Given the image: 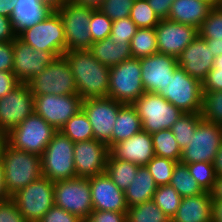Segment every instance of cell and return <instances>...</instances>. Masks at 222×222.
Wrapping results in <instances>:
<instances>
[{"instance_id":"50","label":"cell","mask_w":222,"mask_h":222,"mask_svg":"<svg viewBox=\"0 0 222 222\" xmlns=\"http://www.w3.org/2000/svg\"><path fill=\"white\" fill-rule=\"evenodd\" d=\"M13 40L0 42V71H13Z\"/></svg>"},{"instance_id":"53","label":"cell","mask_w":222,"mask_h":222,"mask_svg":"<svg viewBox=\"0 0 222 222\" xmlns=\"http://www.w3.org/2000/svg\"><path fill=\"white\" fill-rule=\"evenodd\" d=\"M16 37L10 18L0 15V42L14 40Z\"/></svg>"},{"instance_id":"20","label":"cell","mask_w":222,"mask_h":222,"mask_svg":"<svg viewBox=\"0 0 222 222\" xmlns=\"http://www.w3.org/2000/svg\"><path fill=\"white\" fill-rule=\"evenodd\" d=\"M140 63L145 92L156 94L164 89L170 75H174V70L178 66L176 57L159 52L140 58Z\"/></svg>"},{"instance_id":"6","label":"cell","mask_w":222,"mask_h":222,"mask_svg":"<svg viewBox=\"0 0 222 222\" xmlns=\"http://www.w3.org/2000/svg\"><path fill=\"white\" fill-rule=\"evenodd\" d=\"M57 130L33 112L7 134L13 148L41 156Z\"/></svg>"},{"instance_id":"41","label":"cell","mask_w":222,"mask_h":222,"mask_svg":"<svg viewBox=\"0 0 222 222\" xmlns=\"http://www.w3.org/2000/svg\"><path fill=\"white\" fill-rule=\"evenodd\" d=\"M187 168L192 177L197 181L204 192H210L216 180V173L213 163L196 162L187 163Z\"/></svg>"},{"instance_id":"8","label":"cell","mask_w":222,"mask_h":222,"mask_svg":"<svg viewBox=\"0 0 222 222\" xmlns=\"http://www.w3.org/2000/svg\"><path fill=\"white\" fill-rule=\"evenodd\" d=\"M140 117L142 130L154 132L171 129L183 112L156 93L145 92L132 104Z\"/></svg>"},{"instance_id":"32","label":"cell","mask_w":222,"mask_h":222,"mask_svg":"<svg viewBox=\"0 0 222 222\" xmlns=\"http://www.w3.org/2000/svg\"><path fill=\"white\" fill-rule=\"evenodd\" d=\"M169 184L172 185L182 198L204 192L188 171L187 165L181 162L176 163Z\"/></svg>"},{"instance_id":"34","label":"cell","mask_w":222,"mask_h":222,"mask_svg":"<svg viewBox=\"0 0 222 222\" xmlns=\"http://www.w3.org/2000/svg\"><path fill=\"white\" fill-rule=\"evenodd\" d=\"M130 47L131 56L138 59L158 53L155 29L138 28L130 41Z\"/></svg>"},{"instance_id":"19","label":"cell","mask_w":222,"mask_h":222,"mask_svg":"<svg viewBox=\"0 0 222 222\" xmlns=\"http://www.w3.org/2000/svg\"><path fill=\"white\" fill-rule=\"evenodd\" d=\"M109 147L96 139L74 143L76 177L89 178L105 173Z\"/></svg>"},{"instance_id":"54","label":"cell","mask_w":222,"mask_h":222,"mask_svg":"<svg viewBox=\"0 0 222 222\" xmlns=\"http://www.w3.org/2000/svg\"><path fill=\"white\" fill-rule=\"evenodd\" d=\"M212 201H222V176H217L210 191Z\"/></svg>"},{"instance_id":"13","label":"cell","mask_w":222,"mask_h":222,"mask_svg":"<svg viewBox=\"0 0 222 222\" xmlns=\"http://www.w3.org/2000/svg\"><path fill=\"white\" fill-rule=\"evenodd\" d=\"M222 144V126L202 119L187 146L182 150L180 162L213 163Z\"/></svg>"},{"instance_id":"30","label":"cell","mask_w":222,"mask_h":222,"mask_svg":"<svg viewBox=\"0 0 222 222\" xmlns=\"http://www.w3.org/2000/svg\"><path fill=\"white\" fill-rule=\"evenodd\" d=\"M140 166L108 155L105 173L123 191L132 183Z\"/></svg>"},{"instance_id":"66","label":"cell","mask_w":222,"mask_h":222,"mask_svg":"<svg viewBox=\"0 0 222 222\" xmlns=\"http://www.w3.org/2000/svg\"><path fill=\"white\" fill-rule=\"evenodd\" d=\"M62 1L65 3V2H69V1H71V0H62Z\"/></svg>"},{"instance_id":"62","label":"cell","mask_w":222,"mask_h":222,"mask_svg":"<svg viewBox=\"0 0 222 222\" xmlns=\"http://www.w3.org/2000/svg\"><path fill=\"white\" fill-rule=\"evenodd\" d=\"M6 144H7V134L0 131V160L2 159L3 150Z\"/></svg>"},{"instance_id":"42","label":"cell","mask_w":222,"mask_h":222,"mask_svg":"<svg viewBox=\"0 0 222 222\" xmlns=\"http://www.w3.org/2000/svg\"><path fill=\"white\" fill-rule=\"evenodd\" d=\"M199 36L205 40H222V11L212 8L198 29Z\"/></svg>"},{"instance_id":"24","label":"cell","mask_w":222,"mask_h":222,"mask_svg":"<svg viewBox=\"0 0 222 222\" xmlns=\"http://www.w3.org/2000/svg\"><path fill=\"white\" fill-rule=\"evenodd\" d=\"M54 10L40 0H17L10 17L16 36L45 20Z\"/></svg>"},{"instance_id":"29","label":"cell","mask_w":222,"mask_h":222,"mask_svg":"<svg viewBox=\"0 0 222 222\" xmlns=\"http://www.w3.org/2000/svg\"><path fill=\"white\" fill-rule=\"evenodd\" d=\"M142 130V123L132 104H123L118 111L112 132V146Z\"/></svg>"},{"instance_id":"57","label":"cell","mask_w":222,"mask_h":222,"mask_svg":"<svg viewBox=\"0 0 222 222\" xmlns=\"http://www.w3.org/2000/svg\"><path fill=\"white\" fill-rule=\"evenodd\" d=\"M71 2L97 10L102 6L104 0H71Z\"/></svg>"},{"instance_id":"58","label":"cell","mask_w":222,"mask_h":222,"mask_svg":"<svg viewBox=\"0 0 222 222\" xmlns=\"http://www.w3.org/2000/svg\"><path fill=\"white\" fill-rule=\"evenodd\" d=\"M212 202V222H222V201Z\"/></svg>"},{"instance_id":"18","label":"cell","mask_w":222,"mask_h":222,"mask_svg":"<svg viewBox=\"0 0 222 222\" xmlns=\"http://www.w3.org/2000/svg\"><path fill=\"white\" fill-rule=\"evenodd\" d=\"M154 29L158 52L176 58L199 35L197 28L169 19H161Z\"/></svg>"},{"instance_id":"31","label":"cell","mask_w":222,"mask_h":222,"mask_svg":"<svg viewBox=\"0 0 222 222\" xmlns=\"http://www.w3.org/2000/svg\"><path fill=\"white\" fill-rule=\"evenodd\" d=\"M154 154L180 162L182 150L171 129H164L151 134Z\"/></svg>"},{"instance_id":"35","label":"cell","mask_w":222,"mask_h":222,"mask_svg":"<svg viewBox=\"0 0 222 222\" xmlns=\"http://www.w3.org/2000/svg\"><path fill=\"white\" fill-rule=\"evenodd\" d=\"M170 218L155 204L148 200L137 206H131L126 211V222H168Z\"/></svg>"},{"instance_id":"33","label":"cell","mask_w":222,"mask_h":222,"mask_svg":"<svg viewBox=\"0 0 222 222\" xmlns=\"http://www.w3.org/2000/svg\"><path fill=\"white\" fill-rule=\"evenodd\" d=\"M73 143L94 139L91 123L81 109L59 130Z\"/></svg>"},{"instance_id":"23","label":"cell","mask_w":222,"mask_h":222,"mask_svg":"<svg viewBox=\"0 0 222 222\" xmlns=\"http://www.w3.org/2000/svg\"><path fill=\"white\" fill-rule=\"evenodd\" d=\"M109 154L138 166H145L154 156L151 134L141 130L139 133L114 144L109 149Z\"/></svg>"},{"instance_id":"1","label":"cell","mask_w":222,"mask_h":222,"mask_svg":"<svg viewBox=\"0 0 222 222\" xmlns=\"http://www.w3.org/2000/svg\"><path fill=\"white\" fill-rule=\"evenodd\" d=\"M64 56L75 77L77 94L83 100L108 96L110 68L96 60L89 50L69 51Z\"/></svg>"},{"instance_id":"65","label":"cell","mask_w":222,"mask_h":222,"mask_svg":"<svg viewBox=\"0 0 222 222\" xmlns=\"http://www.w3.org/2000/svg\"><path fill=\"white\" fill-rule=\"evenodd\" d=\"M218 8L222 11V2H221V4L218 6Z\"/></svg>"},{"instance_id":"44","label":"cell","mask_w":222,"mask_h":222,"mask_svg":"<svg viewBox=\"0 0 222 222\" xmlns=\"http://www.w3.org/2000/svg\"><path fill=\"white\" fill-rule=\"evenodd\" d=\"M135 0H104L99 10L110 20L116 21L130 17Z\"/></svg>"},{"instance_id":"48","label":"cell","mask_w":222,"mask_h":222,"mask_svg":"<svg viewBox=\"0 0 222 222\" xmlns=\"http://www.w3.org/2000/svg\"><path fill=\"white\" fill-rule=\"evenodd\" d=\"M83 222H126V212L93 210Z\"/></svg>"},{"instance_id":"26","label":"cell","mask_w":222,"mask_h":222,"mask_svg":"<svg viewBox=\"0 0 222 222\" xmlns=\"http://www.w3.org/2000/svg\"><path fill=\"white\" fill-rule=\"evenodd\" d=\"M212 8L204 0H173L167 19L199 29Z\"/></svg>"},{"instance_id":"25","label":"cell","mask_w":222,"mask_h":222,"mask_svg":"<svg viewBox=\"0 0 222 222\" xmlns=\"http://www.w3.org/2000/svg\"><path fill=\"white\" fill-rule=\"evenodd\" d=\"M212 199L210 192L182 198L172 222H212Z\"/></svg>"},{"instance_id":"37","label":"cell","mask_w":222,"mask_h":222,"mask_svg":"<svg viewBox=\"0 0 222 222\" xmlns=\"http://www.w3.org/2000/svg\"><path fill=\"white\" fill-rule=\"evenodd\" d=\"M153 200L171 220L180 206L182 197L172 185L167 184L157 187Z\"/></svg>"},{"instance_id":"17","label":"cell","mask_w":222,"mask_h":222,"mask_svg":"<svg viewBox=\"0 0 222 222\" xmlns=\"http://www.w3.org/2000/svg\"><path fill=\"white\" fill-rule=\"evenodd\" d=\"M13 73L20 83L40 74L56 57L52 51L33 49L18 37L13 40Z\"/></svg>"},{"instance_id":"5","label":"cell","mask_w":222,"mask_h":222,"mask_svg":"<svg viewBox=\"0 0 222 222\" xmlns=\"http://www.w3.org/2000/svg\"><path fill=\"white\" fill-rule=\"evenodd\" d=\"M159 95L183 113L202 112V83L188 75L181 66L176 67Z\"/></svg>"},{"instance_id":"64","label":"cell","mask_w":222,"mask_h":222,"mask_svg":"<svg viewBox=\"0 0 222 222\" xmlns=\"http://www.w3.org/2000/svg\"><path fill=\"white\" fill-rule=\"evenodd\" d=\"M204 1H206L213 8L218 7L222 2V0H204Z\"/></svg>"},{"instance_id":"16","label":"cell","mask_w":222,"mask_h":222,"mask_svg":"<svg viewBox=\"0 0 222 222\" xmlns=\"http://www.w3.org/2000/svg\"><path fill=\"white\" fill-rule=\"evenodd\" d=\"M34 112V95L27 83H20L0 98V131L8 134Z\"/></svg>"},{"instance_id":"4","label":"cell","mask_w":222,"mask_h":222,"mask_svg":"<svg viewBox=\"0 0 222 222\" xmlns=\"http://www.w3.org/2000/svg\"><path fill=\"white\" fill-rule=\"evenodd\" d=\"M27 84L34 97L44 94L78 95L75 77L64 55L56 57Z\"/></svg>"},{"instance_id":"2","label":"cell","mask_w":222,"mask_h":222,"mask_svg":"<svg viewBox=\"0 0 222 222\" xmlns=\"http://www.w3.org/2000/svg\"><path fill=\"white\" fill-rule=\"evenodd\" d=\"M5 186L10 196L42 176L40 156L5 145L2 159Z\"/></svg>"},{"instance_id":"11","label":"cell","mask_w":222,"mask_h":222,"mask_svg":"<svg viewBox=\"0 0 222 222\" xmlns=\"http://www.w3.org/2000/svg\"><path fill=\"white\" fill-rule=\"evenodd\" d=\"M92 8L65 2L59 13L65 31L66 52L74 50H89L93 44L89 30Z\"/></svg>"},{"instance_id":"36","label":"cell","mask_w":222,"mask_h":222,"mask_svg":"<svg viewBox=\"0 0 222 222\" xmlns=\"http://www.w3.org/2000/svg\"><path fill=\"white\" fill-rule=\"evenodd\" d=\"M201 113H183L181 117L172 125L171 131L174 134L179 147L183 150L189 140L191 135L194 134L198 124L202 120Z\"/></svg>"},{"instance_id":"7","label":"cell","mask_w":222,"mask_h":222,"mask_svg":"<svg viewBox=\"0 0 222 222\" xmlns=\"http://www.w3.org/2000/svg\"><path fill=\"white\" fill-rule=\"evenodd\" d=\"M141 74L140 59L134 57L111 67L108 97L122 104H133L145 93Z\"/></svg>"},{"instance_id":"9","label":"cell","mask_w":222,"mask_h":222,"mask_svg":"<svg viewBox=\"0 0 222 222\" xmlns=\"http://www.w3.org/2000/svg\"><path fill=\"white\" fill-rule=\"evenodd\" d=\"M27 222H39L54 206V182L41 176L11 196Z\"/></svg>"},{"instance_id":"63","label":"cell","mask_w":222,"mask_h":222,"mask_svg":"<svg viewBox=\"0 0 222 222\" xmlns=\"http://www.w3.org/2000/svg\"><path fill=\"white\" fill-rule=\"evenodd\" d=\"M213 67H222V54L215 57Z\"/></svg>"},{"instance_id":"45","label":"cell","mask_w":222,"mask_h":222,"mask_svg":"<svg viewBox=\"0 0 222 222\" xmlns=\"http://www.w3.org/2000/svg\"><path fill=\"white\" fill-rule=\"evenodd\" d=\"M138 27L130 19L125 17L112 22L110 38L114 42H130L132 37L136 34Z\"/></svg>"},{"instance_id":"59","label":"cell","mask_w":222,"mask_h":222,"mask_svg":"<svg viewBox=\"0 0 222 222\" xmlns=\"http://www.w3.org/2000/svg\"><path fill=\"white\" fill-rule=\"evenodd\" d=\"M208 47L213 53V56L217 57L222 54V40H205Z\"/></svg>"},{"instance_id":"39","label":"cell","mask_w":222,"mask_h":222,"mask_svg":"<svg viewBox=\"0 0 222 222\" xmlns=\"http://www.w3.org/2000/svg\"><path fill=\"white\" fill-rule=\"evenodd\" d=\"M130 19L138 28H154L160 22L147 0H135Z\"/></svg>"},{"instance_id":"47","label":"cell","mask_w":222,"mask_h":222,"mask_svg":"<svg viewBox=\"0 0 222 222\" xmlns=\"http://www.w3.org/2000/svg\"><path fill=\"white\" fill-rule=\"evenodd\" d=\"M39 222H83V220L54 205L44 214Z\"/></svg>"},{"instance_id":"52","label":"cell","mask_w":222,"mask_h":222,"mask_svg":"<svg viewBox=\"0 0 222 222\" xmlns=\"http://www.w3.org/2000/svg\"><path fill=\"white\" fill-rule=\"evenodd\" d=\"M155 14L161 19H167L173 0H147Z\"/></svg>"},{"instance_id":"55","label":"cell","mask_w":222,"mask_h":222,"mask_svg":"<svg viewBox=\"0 0 222 222\" xmlns=\"http://www.w3.org/2000/svg\"><path fill=\"white\" fill-rule=\"evenodd\" d=\"M16 3L17 0H0V15L10 18Z\"/></svg>"},{"instance_id":"40","label":"cell","mask_w":222,"mask_h":222,"mask_svg":"<svg viewBox=\"0 0 222 222\" xmlns=\"http://www.w3.org/2000/svg\"><path fill=\"white\" fill-rule=\"evenodd\" d=\"M202 118L222 126V90L203 92Z\"/></svg>"},{"instance_id":"14","label":"cell","mask_w":222,"mask_h":222,"mask_svg":"<svg viewBox=\"0 0 222 222\" xmlns=\"http://www.w3.org/2000/svg\"><path fill=\"white\" fill-rule=\"evenodd\" d=\"M122 103L111 97L85 99L82 110L91 123L94 139L112 147V132L116 116Z\"/></svg>"},{"instance_id":"12","label":"cell","mask_w":222,"mask_h":222,"mask_svg":"<svg viewBox=\"0 0 222 222\" xmlns=\"http://www.w3.org/2000/svg\"><path fill=\"white\" fill-rule=\"evenodd\" d=\"M17 37L33 49L52 51L57 56L66 52L64 26L57 11H53L42 22L22 31Z\"/></svg>"},{"instance_id":"56","label":"cell","mask_w":222,"mask_h":222,"mask_svg":"<svg viewBox=\"0 0 222 222\" xmlns=\"http://www.w3.org/2000/svg\"><path fill=\"white\" fill-rule=\"evenodd\" d=\"M9 198H11V196L9 195L5 186L4 167L2 161L0 160V202Z\"/></svg>"},{"instance_id":"38","label":"cell","mask_w":222,"mask_h":222,"mask_svg":"<svg viewBox=\"0 0 222 222\" xmlns=\"http://www.w3.org/2000/svg\"><path fill=\"white\" fill-rule=\"evenodd\" d=\"M176 163L177 162L172 159L155 155L145 167L152 175L155 183L161 186L170 183Z\"/></svg>"},{"instance_id":"10","label":"cell","mask_w":222,"mask_h":222,"mask_svg":"<svg viewBox=\"0 0 222 222\" xmlns=\"http://www.w3.org/2000/svg\"><path fill=\"white\" fill-rule=\"evenodd\" d=\"M54 205L82 220L87 219L93 212L89 178L76 177L55 181Z\"/></svg>"},{"instance_id":"21","label":"cell","mask_w":222,"mask_h":222,"mask_svg":"<svg viewBox=\"0 0 222 222\" xmlns=\"http://www.w3.org/2000/svg\"><path fill=\"white\" fill-rule=\"evenodd\" d=\"M93 210L126 212L125 194L106 174L89 177Z\"/></svg>"},{"instance_id":"43","label":"cell","mask_w":222,"mask_h":222,"mask_svg":"<svg viewBox=\"0 0 222 222\" xmlns=\"http://www.w3.org/2000/svg\"><path fill=\"white\" fill-rule=\"evenodd\" d=\"M112 20H110L99 9L92 10L89 22V30L92 41L96 42L110 36L112 28Z\"/></svg>"},{"instance_id":"51","label":"cell","mask_w":222,"mask_h":222,"mask_svg":"<svg viewBox=\"0 0 222 222\" xmlns=\"http://www.w3.org/2000/svg\"><path fill=\"white\" fill-rule=\"evenodd\" d=\"M20 82L11 71H0V98L12 91Z\"/></svg>"},{"instance_id":"22","label":"cell","mask_w":222,"mask_h":222,"mask_svg":"<svg viewBox=\"0 0 222 222\" xmlns=\"http://www.w3.org/2000/svg\"><path fill=\"white\" fill-rule=\"evenodd\" d=\"M214 59L215 56H213L210 47L199 35L177 57L178 66H181L188 75L201 83L213 68Z\"/></svg>"},{"instance_id":"61","label":"cell","mask_w":222,"mask_h":222,"mask_svg":"<svg viewBox=\"0 0 222 222\" xmlns=\"http://www.w3.org/2000/svg\"><path fill=\"white\" fill-rule=\"evenodd\" d=\"M43 4L49 6L52 10L57 11L64 4L62 0H40Z\"/></svg>"},{"instance_id":"46","label":"cell","mask_w":222,"mask_h":222,"mask_svg":"<svg viewBox=\"0 0 222 222\" xmlns=\"http://www.w3.org/2000/svg\"><path fill=\"white\" fill-rule=\"evenodd\" d=\"M0 222H27L12 198L0 202Z\"/></svg>"},{"instance_id":"60","label":"cell","mask_w":222,"mask_h":222,"mask_svg":"<svg viewBox=\"0 0 222 222\" xmlns=\"http://www.w3.org/2000/svg\"><path fill=\"white\" fill-rule=\"evenodd\" d=\"M213 167L217 176H222V144L215 155Z\"/></svg>"},{"instance_id":"3","label":"cell","mask_w":222,"mask_h":222,"mask_svg":"<svg viewBox=\"0 0 222 222\" xmlns=\"http://www.w3.org/2000/svg\"><path fill=\"white\" fill-rule=\"evenodd\" d=\"M42 176L55 182L76 178L74 143L57 131L40 156Z\"/></svg>"},{"instance_id":"49","label":"cell","mask_w":222,"mask_h":222,"mask_svg":"<svg viewBox=\"0 0 222 222\" xmlns=\"http://www.w3.org/2000/svg\"><path fill=\"white\" fill-rule=\"evenodd\" d=\"M203 92L222 90V67H213L202 82Z\"/></svg>"},{"instance_id":"28","label":"cell","mask_w":222,"mask_h":222,"mask_svg":"<svg viewBox=\"0 0 222 222\" xmlns=\"http://www.w3.org/2000/svg\"><path fill=\"white\" fill-rule=\"evenodd\" d=\"M158 185L145 166H140L132 183L124 190L128 207L153 199Z\"/></svg>"},{"instance_id":"15","label":"cell","mask_w":222,"mask_h":222,"mask_svg":"<svg viewBox=\"0 0 222 222\" xmlns=\"http://www.w3.org/2000/svg\"><path fill=\"white\" fill-rule=\"evenodd\" d=\"M79 95L44 94L34 97V112L59 131L82 109Z\"/></svg>"},{"instance_id":"27","label":"cell","mask_w":222,"mask_h":222,"mask_svg":"<svg viewBox=\"0 0 222 222\" xmlns=\"http://www.w3.org/2000/svg\"><path fill=\"white\" fill-rule=\"evenodd\" d=\"M89 51L96 60L108 68L132 57L130 42H114L110 37L93 42Z\"/></svg>"}]
</instances>
